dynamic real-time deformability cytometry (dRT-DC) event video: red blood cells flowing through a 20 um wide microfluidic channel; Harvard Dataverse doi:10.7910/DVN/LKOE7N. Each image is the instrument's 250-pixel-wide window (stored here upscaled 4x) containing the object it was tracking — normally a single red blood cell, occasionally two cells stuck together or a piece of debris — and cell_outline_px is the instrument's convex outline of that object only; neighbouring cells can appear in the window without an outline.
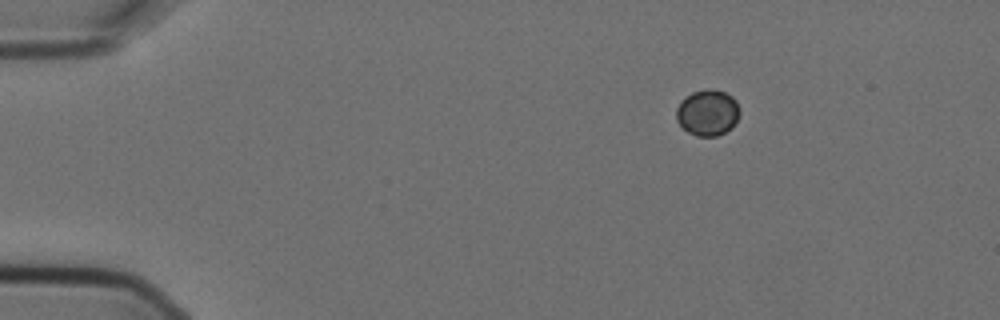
{"species": "Egyptian fruit bat (a non-hibernating species)", "species_latin": "Rousettus aegyptiacus", "temperature_condition": "cold", "stored_images_in_passage": 9, "camera_frame_rate_fps": 3000, "um_per_image_px": 0.085, "animal": {"sex": "female"}, "frame": {"image": 1, "passage_image": 1, "time_ms": 0.0, "image_size_px": [1000, 320], "cell_outline_px": [[740, 112], [732, 128], [716, 136], [696, 136], [688, 132], [676, 120], [676, 108], [680, 100], [684, 96], [692, 92], [704, 88], [712, 88], [724, 92], [732, 96], [736, 100], [740, 108]], "centroid_in_image_um": [60.13, 9.55], "position_along_channel_um": 24.9, "area_um2": 17.28}}
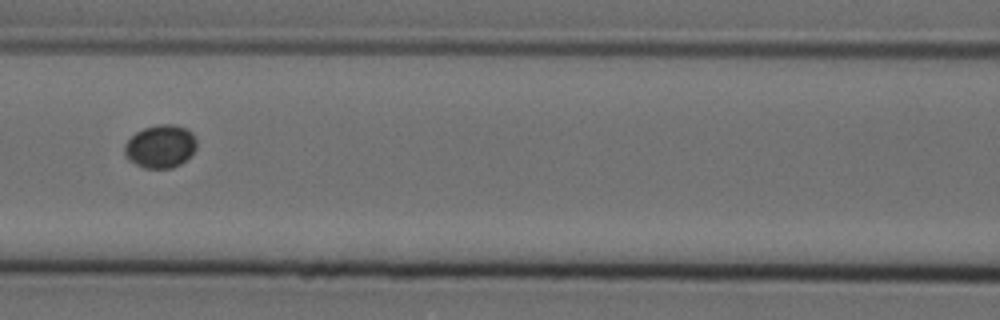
{"frame": {"image": 2, "passage_image": 6, "time_ms": 1.667, "image_size_px": [1000, 320], "cell_outline_px": [[196, 148], [180, 164], [172, 168], [144, 168], [128, 160], [124, 156], [124, 144], [136, 132], [144, 128], [160, 124], [172, 124], [184, 128], [192, 132], [196, 140]], "centroid_in_image_um": [13.6, 12.45], "position_along_channel_um": 153.0, "area_um2": 17.98}}
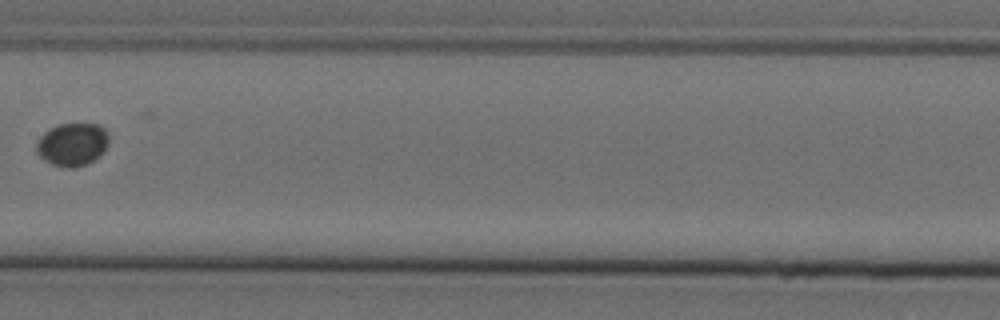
{"frame": {"image": 3, "passage_image": 7, "time_ms": 2.0, "image_size_px": [1000, 320], "cell_outline_px": [[108, 144], [104, 152], [100, 156], [88, 164], [68, 168], [52, 164], [44, 160], [36, 152], [36, 140], [44, 132], [60, 124], [96, 124], [104, 128], [108, 132]], "centroid_in_image_um": [6.15, 12.28], "position_along_channel_um": 201.2, "area_um2": 18.21}}